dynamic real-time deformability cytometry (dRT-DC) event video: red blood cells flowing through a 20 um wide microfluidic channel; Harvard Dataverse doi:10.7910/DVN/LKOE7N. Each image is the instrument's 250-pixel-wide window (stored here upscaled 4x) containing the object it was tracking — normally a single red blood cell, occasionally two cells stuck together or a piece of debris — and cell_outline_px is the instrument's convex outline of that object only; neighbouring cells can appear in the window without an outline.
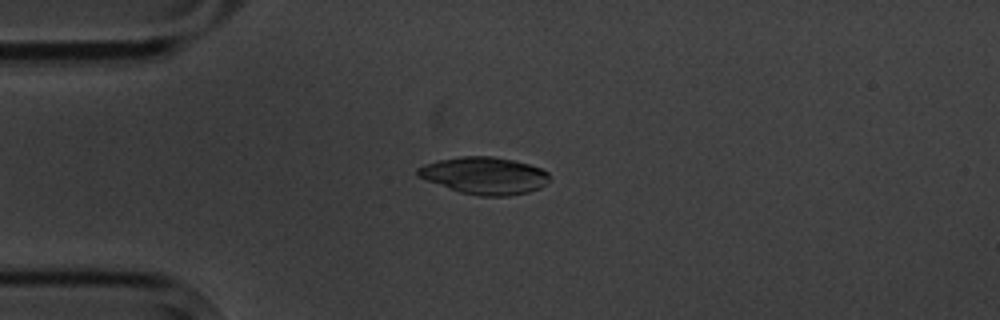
{"species": "common noctule bat (a hibernating species)", "species_latin": "Nyctalus noctula", "temperature_condition": "cold", "stored_images_in_passage": 7, "camera_frame_rate_fps": 3000, "um_per_image_px": 0.085, "animal": {"sex": "male", "body_mass_g": 20.1, "forearm_length_mm": 53.5}, "frame": {"image": 1, "passage_image": 3, "time_ms": 2.333, "image_size_px": [1000, 320], "cell_outline_px": [[548, 180], [540, 188], [528, 192], [508, 196], [480, 196], [460, 192], [416, 176], [416, 168], [424, 164], [440, 160], [460, 156], [492, 156], [512, 160], [528, 164], [540, 168], [548, 172]], "centroid_in_image_um": [41.15, 14.92], "position_along_channel_um": 43.8, "area_um2": 28.32}}
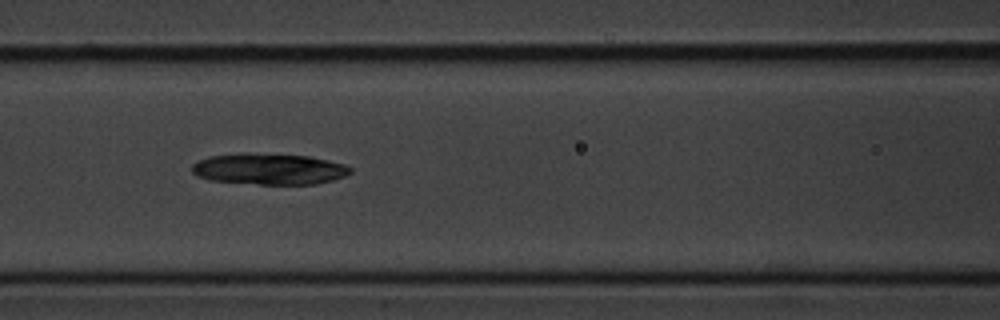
{"frame": {"image": 2, "passage_image": 6, "time_ms": 5.667, "image_size_px": [1000, 320], "cell_outline_px": [[352, 172], [344, 176], [332, 180], [316, 184], [260, 184], [208, 180], [196, 176], [192, 172], [192, 164], [196, 160], [208, 156], [240, 152], [252, 152], [308, 156], [328, 160], [344, 164], [352, 168]], "centroid_in_image_um": [22.82, 14.34], "position_along_channel_um": 143.8, "area_um2": 29.19}}
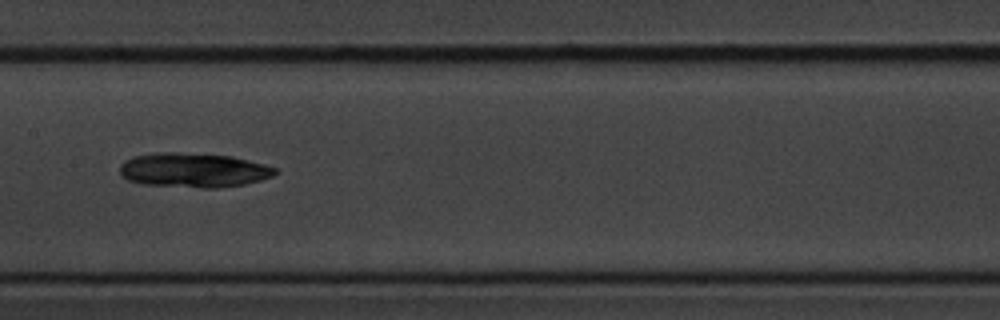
{"frame": {"image": 3, "passage_image": 7, "time_ms": 7.0, "image_size_px": [1000, 320], "cell_outline_px": [[276, 172], [272, 176], [260, 180], [244, 184], [220, 188], [204, 188], [144, 184], [128, 180], [120, 176], [120, 164], [124, 160], [132, 156], [160, 152], [176, 152], [232, 156], [264, 164], [276, 168]], "centroid_in_image_um": [16.41, 14.46], "position_along_channel_um": 191.0, "area_um2": 31.21}}